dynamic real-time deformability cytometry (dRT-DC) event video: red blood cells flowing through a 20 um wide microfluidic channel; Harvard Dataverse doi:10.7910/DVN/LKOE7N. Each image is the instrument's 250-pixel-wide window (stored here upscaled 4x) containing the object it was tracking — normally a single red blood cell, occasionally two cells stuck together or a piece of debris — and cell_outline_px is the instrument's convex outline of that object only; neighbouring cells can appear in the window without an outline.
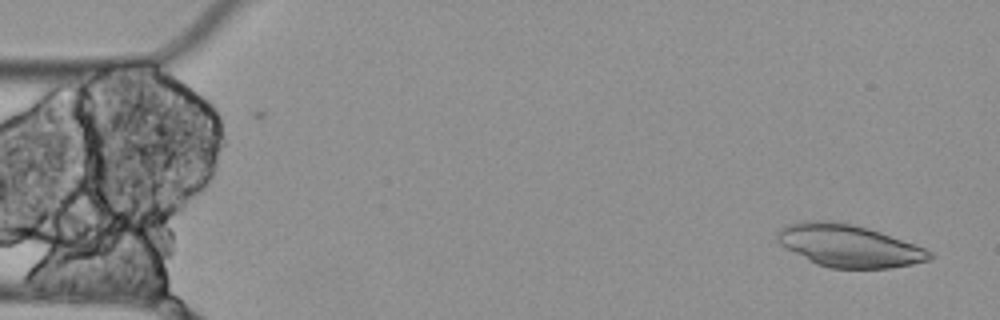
{"species": "Egyptian fruit bat (a non-hibernating species)", "species_latin": "Rousettus aegyptiacus", "temperature_condition": "cold", "stored_images_in_passage": 3, "camera_frame_rate_fps": 3000, "um_per_image_px": 0.085, "animal": {"sex": "female"}, "frame": {"image": 1, "passage_image": 1, "time_ms": 0.0, "image_size_px": [1000, 320], "cell_outline_px": [[936, 256], [932, 260], [892, 268], [828, 268], [816, 264], [784, 248], [776, 240], [776, 236], [780, 228], [784, 224], [800, 220], [836, 220], [852, 224], [880, 232], [924, 248], [932, 252]], "centroid_in_image_um": [72.11, 20.88], "position_along_channel_um": 12.9, "area_um2": 38.03}}